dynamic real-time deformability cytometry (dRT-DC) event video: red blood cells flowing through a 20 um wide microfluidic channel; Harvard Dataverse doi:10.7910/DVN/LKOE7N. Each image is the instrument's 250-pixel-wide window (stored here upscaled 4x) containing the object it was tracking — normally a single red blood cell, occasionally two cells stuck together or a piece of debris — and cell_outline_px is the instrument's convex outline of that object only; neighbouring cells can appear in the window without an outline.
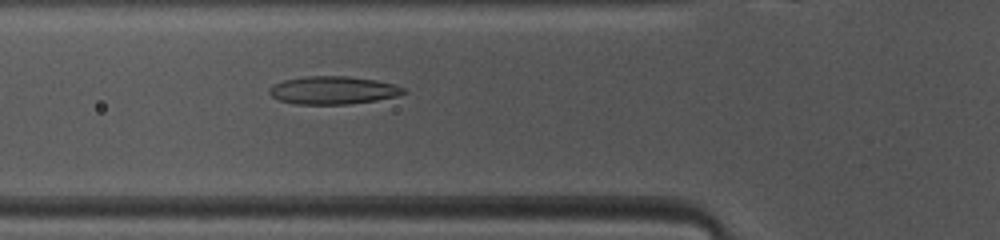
{"species": "common noctule bat (a hibernating species)", "species_latin": "Nyctalus noctula", "temperature_condition": "warm", "stored_images_in_passage": 47, "camera_frame_rate_fps": 3000, "um_per_image_px": 0.085, "animal": {"sex": "female", "body_mass_g": 10.0, "forearm_length_mm": 53.1}, "frame": {"image": 1, "passage_image": 15, "time_ms": 4.667, "image_size_px": [1000, 240], "cell_outline_px": [[408, 92], [396, 96], [376, 100], [348, 104], [296, 104], [280, 100], [272, 96], [268, 92], [268, 88], [272, 84], [284, 80], [304, 76], [348, 76], [376, 80], [396, 84], [404, 88]], "centroid_in_image_um": [28.31, 7.66], "position_along_channel_um": 97.5, "area_um2": 21.96}}
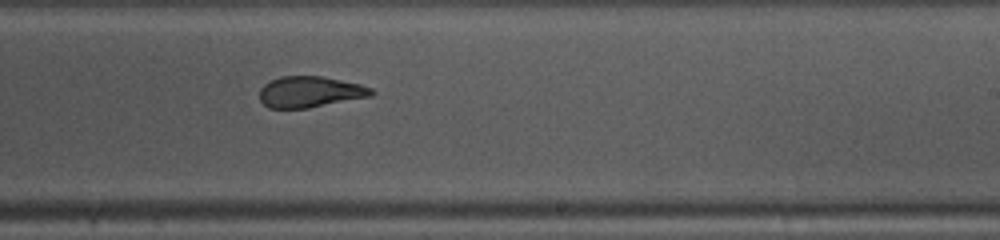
{"frame": {"image": 2, "passage_image": 27, "time_ms": 8.667, "image_size_px": [1000, 240], "cell_outline_px": [[376, 92], [372, 96], [308, 108], [268, 108], [260, 100], [260, 88], [264, 84], [280, 76], [324, 76], [360, 84], [372, 88]], "centroid_in_image_um": [26.37, 7.8], "position_along_channel_um": 262.6, "area_um2": 20.35}}
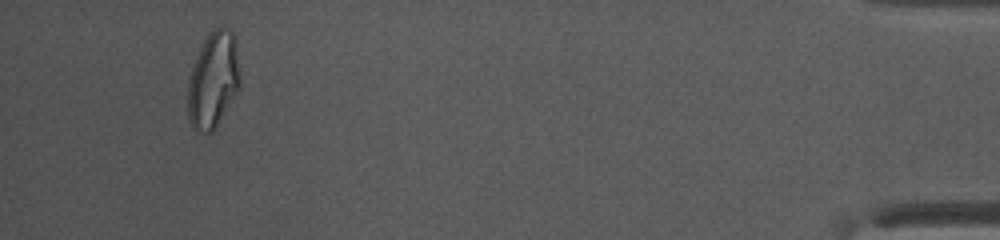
{"frame": {"image": 3, "passage_image": 44, "time_ms": 14.333, "image_size_px": [1000, 240], "cell_outline_px": [[240, 84], [236, 92], [216, 128], [212, 132], [196, 132], [192, 128], [188, 120], [188, 80], [196, 56], [208, 32], [212, 28], [220, 24], [228, 28], [236, 36], [240, 72]], "centroid_in_image_um": [18.13, 6.75], "position_along_channel_um": 417.1, "area_um2": 29.77}, "authors_computed_cell_mechanics": {"area_um2": 22.7154, "velocity_mm_per_s": 4.1218, "shape_relaxation_time_tau1_ms": null, "shape_relaxation_time_tau2_ms": 1.6989, "deformation_change_tau1": null, "deformation_change_tau2": 0.1023}}